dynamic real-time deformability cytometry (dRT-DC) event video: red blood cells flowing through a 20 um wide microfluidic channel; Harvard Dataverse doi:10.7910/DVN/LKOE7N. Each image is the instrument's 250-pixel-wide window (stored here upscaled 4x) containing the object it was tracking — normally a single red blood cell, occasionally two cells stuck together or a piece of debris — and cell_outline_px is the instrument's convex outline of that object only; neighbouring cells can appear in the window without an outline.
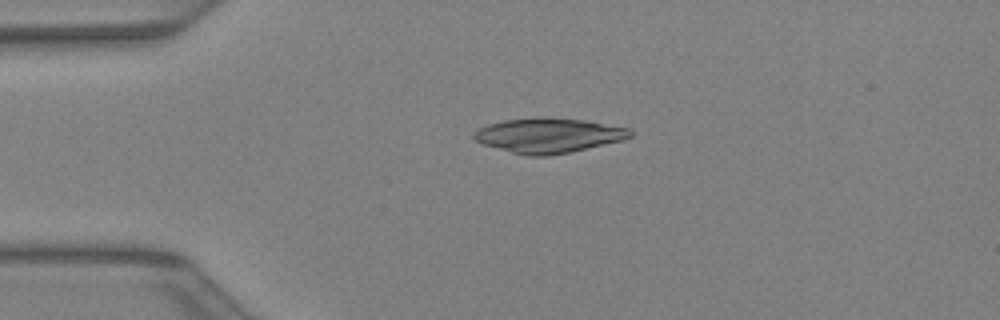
{"species": "Egyptian fruit bat (a non-hibernating species)", "species_latin": "Rousettus aegyptiacus", "temperature_condition": "warm", "stored_images_in_passage": 32, "camera_frame_rate_fps": 3000, "um_per_image_px": 0.085, "animal": {"sex": "female"}, "frame": {"image": 1, "passage_image": 1, "time_ms": 0.0, "image_size_px": [1000, 320], "cell_outline_px": [[632, 136], [624, 140], [568, 152], [548, 156], [528, 156], [512, 152], [484, 144], [476, 140], [472, 136], [480, 128], [488, 124], [504, 120], [584, 120], [628, 128], [632, 132]], "centroid_in_image_um": [46.65, 11.55], "position_along_channel_um": 38.3, "area_um2": 30.23}}
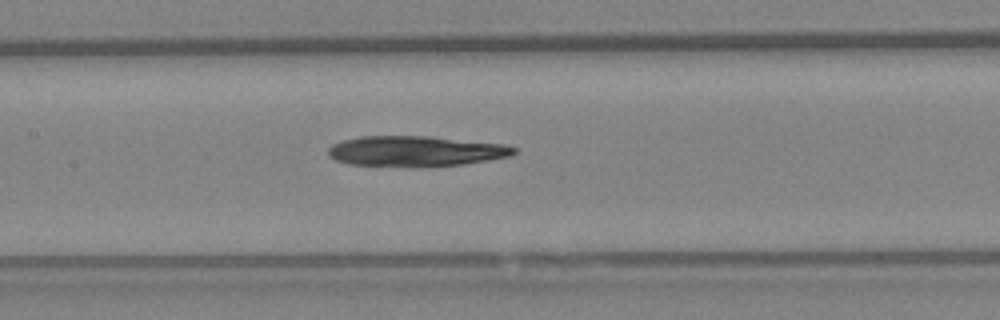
{"frame": {"image": 2, "passage_image": 11, "time_ms": 3.333, "image_size_px": [1000, 320], "cell_outline_px": [[520, 148], [512, 156], [464, 164], [412, 168], [408, 168], [348, 164], [336, 160], [328, 156], [328, 148], [332, 144], [340, 140], [360, 136], [428, 136], [504, 144]], "centroid_in_image_um": [35.31, 12.86], "position_along_channel_um": 172.1, "area_um2": 33.7}}
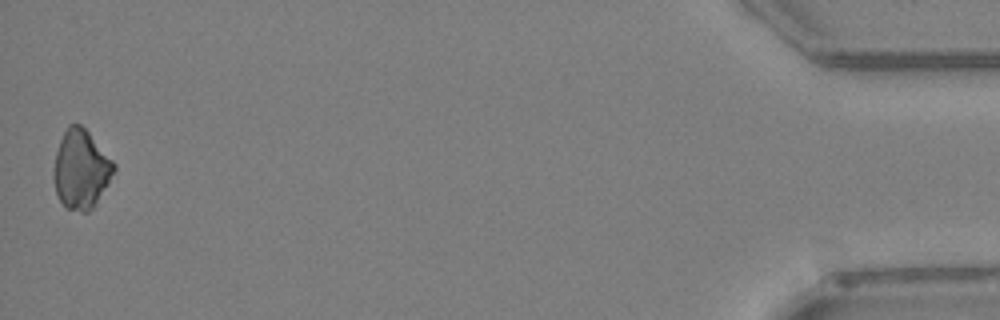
{"frame": {"image": 3, "passage_image": 32, "time_ms": 10.333, "image_size_px": [1000, 320], "cell_outline_px": [[116, 172], [92, 208], [88, 212], [80, 212], [64, 208], [56, 192], [52, 176], [52, 172], [56, 152], [60, 140], [68, 124], [80, 124], [88, 132], [116, 164]], "centroid_in_image_um": [6.87, 14.41], "position_along_channel_um": 428.3, "area_um2": 27.8}}